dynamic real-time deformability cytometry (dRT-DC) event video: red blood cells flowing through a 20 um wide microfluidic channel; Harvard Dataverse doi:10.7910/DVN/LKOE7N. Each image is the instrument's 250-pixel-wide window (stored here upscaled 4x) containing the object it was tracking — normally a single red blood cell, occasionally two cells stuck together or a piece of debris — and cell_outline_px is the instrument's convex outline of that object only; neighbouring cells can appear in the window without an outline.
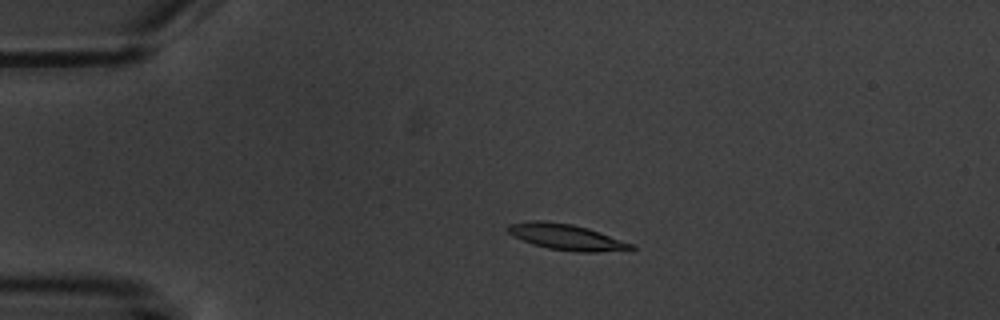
{"species": "common noctule bat (a hibernating species)", "species_latin": "Nyctalus noctula", "temperature_condition": "warm", "stored_images_in_passage": 4, "camera_frame_rate_fps": 3000, "um_per_image_px": 0.085, "animal": {"sex": "male", "body_mass_g": 20.1, "forearm_length_mm": 53.5}, "frame": {"image": 1, "passage_image": 3, "time_ms": 2.333, "image_size_px": [1000, 320], "cell_outline_px": [[636, 248], [596, 252], [576, 252], [548, 248], [532, 244], [508, 232], [504, 228], [508, 224], [532, 220], [544, 220], [572, 224], [588, 228], [632, 244]], "centroid_in_image_um": [48.07, 20.13], "position_along_channel_um": 36.9, "area_um2": 18.32}}